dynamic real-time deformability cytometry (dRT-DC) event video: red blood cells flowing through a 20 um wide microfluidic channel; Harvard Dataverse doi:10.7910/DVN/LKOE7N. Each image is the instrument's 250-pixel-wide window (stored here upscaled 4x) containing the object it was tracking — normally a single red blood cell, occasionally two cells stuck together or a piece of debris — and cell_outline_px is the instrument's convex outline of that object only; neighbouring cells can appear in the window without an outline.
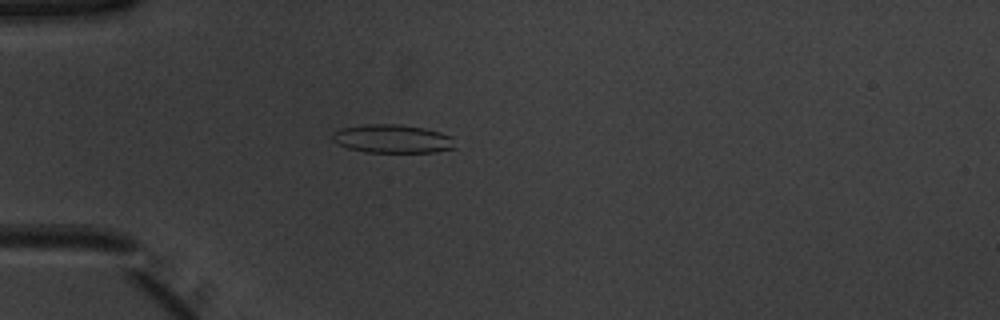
{"species": "common noctule bat (a hibernating species)", "species_latin": "Nyctalus noctula", "temperature_condition": "warm", "stored_images_in_passage": 47, "camera_frame_rate_fps": 3000, "um_per_image_px": 0.085, "animal": {"sex": "male", "body_mass_g": 20.1, "forearm_length_mm": 53.5}, "frame": {"image": 1, "passage_image": 10, "time_ms": 3.0, "image_size_px": [1000, 320], "cell_outline_px": [[456, 148], [436, 152], [364, 152], [348, 148], [332, 140], [332, 132], [340, 128], [364, 124], [400, 124], [424, 128], [440, 132], [452, 136]], "centroid_in_image_um": [33.36, 11.79], "position_along_channel_um": 51.6, "area_um2": 20.52}}
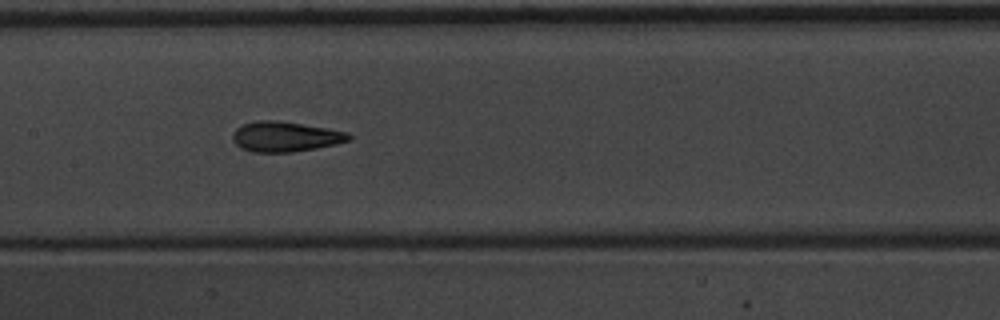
{"frame": {"image": 2, "passage_image": 21, "time_ms": 6.667, "image_size_px": [1000, 320], "cell_outline_px": [[352, 140], [336, 144], [316, 148], [292, 152], [252, 152], [240, 148], [232, 140], [232, 132], [236, 128], [244, 124], [256, 120], [280, 120], [328, 128], [348, 132], [352, 136]], "centroid_in_image_um": [24.25, 11.61], "position_along_channel_um": 183.1, "area_um2": 20.69}}
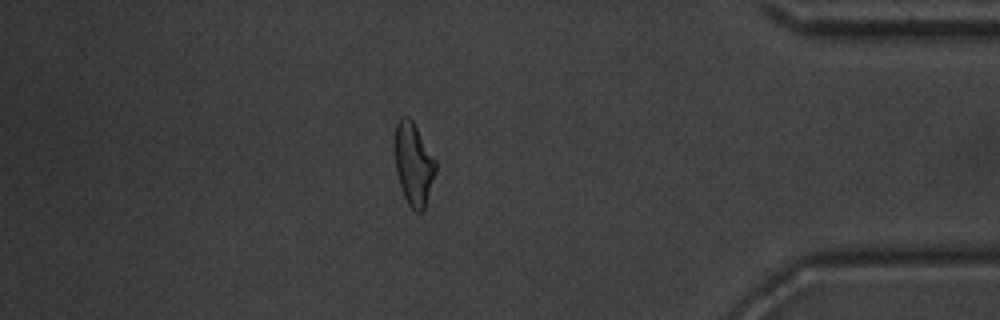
{"frame": {"image": 3, "passage_image": 40, "time_ms": 13.0, "image_size_px": [1000, 320], "cell_outline_px": [[436, 172], [424, 212], [416, 212], [408, 204], [400, 188], [396, 172], [392, 148], [396, 124], [400, 116], [408, 116], [412, 120], [436, 160]], "centroid_in_image_um": [35.12, 13.94], "position_along_channel_um": 400.1, "area_um2": 20.29}, "authors_computed_cell_mechanics": {"area_um2": 20.1722, "velocity_mm_per_s": 3.9384, "shape_relaxation_time_tau1_ms": 5.4086, "shape_relaxation_time_tau2_ms": 1.6356, "deformation_change_tau1": 0.1883, "deformation_change_tau2": 0.1035}}